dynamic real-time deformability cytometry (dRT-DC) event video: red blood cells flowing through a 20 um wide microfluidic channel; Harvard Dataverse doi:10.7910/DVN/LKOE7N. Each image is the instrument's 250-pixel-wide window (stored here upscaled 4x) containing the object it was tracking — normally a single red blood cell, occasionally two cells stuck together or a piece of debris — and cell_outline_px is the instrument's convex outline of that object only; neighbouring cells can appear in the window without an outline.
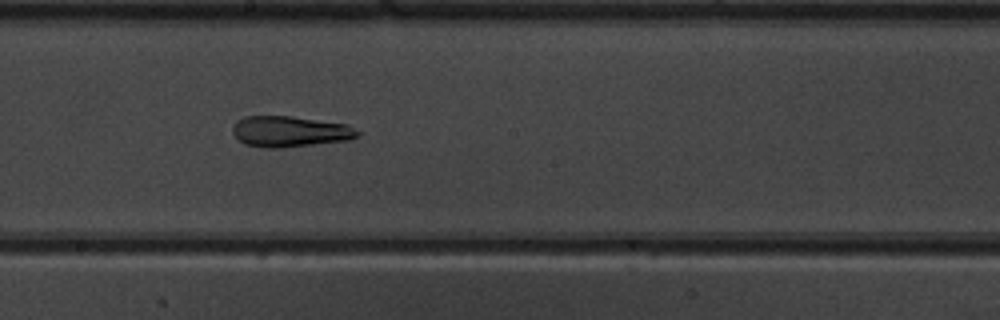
{"species": "common noctule bat (a hibernating species)", "species_latin": "Nyctalus noctula", "temperature_condition": "warm", "stored_images_in_passage": 49, "camera_frame_rate_fps": 3000, "um_per_image_px": 0.085, "animal": {"sex": "male", "body_mass_g": 19.5, "forearm_length_mm": 54.6}, "frame": {"image": 1, "passage_image": 27, "time_ms": 8.667, "image_size_px": [1000, 320], "cell_outline_px": [[360, 136], [352, 140], [280, 148], [264, 148], [244, 144], [232, 132], [232, 128], [236, 120], [244, 116], [292, 116], [348, 124], [360, 132]], "centroid_in_image_um": [24.67, 11.18], "position_along_channel_um": 223.5, "area_um2": 22.77}}
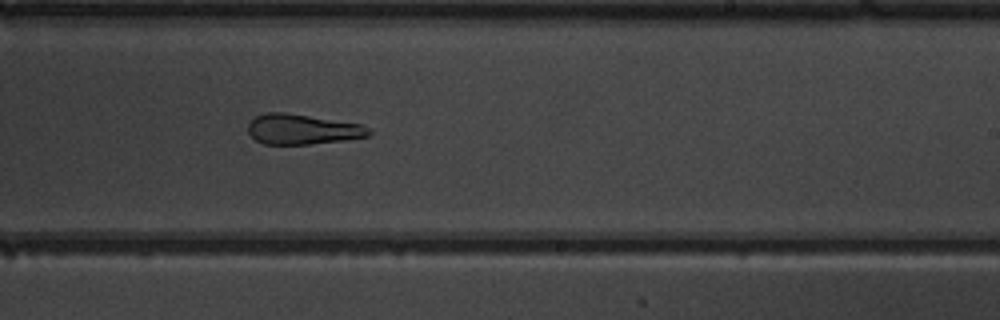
{"frame": {"image": 2, "passage_image": 30, "time_ms": 9.667, "image_size_px": [1000, 320], "cell_outline_px": [[372, 132], [368, 136], [344, 140], [308, 144], [264, 144], [256, 140], [248, 132], [248, 124], [256, 116], [268, 112], [284, 112], [360, 124], [368, 128]], "centroid_in_image_um": [25.68, 10.99], "position_along_channel_um": 263.3, "area_um2": 20.98}}
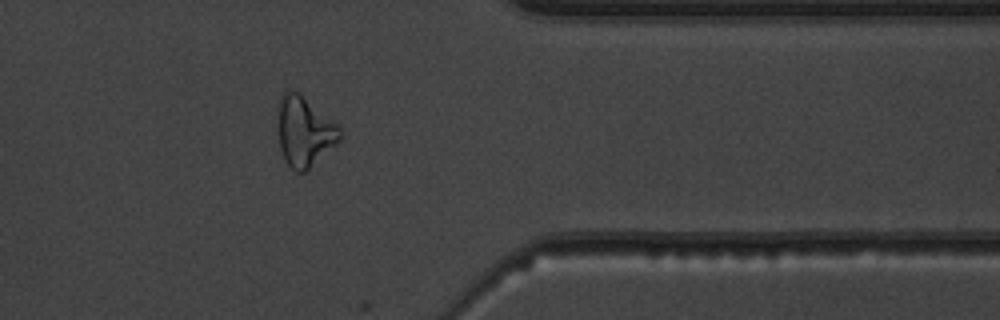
{"frame": {"image": 3, "passage_image": 40, "time_ms": 13.0, "image_size_px": [1000, 320], "cell_outline_px": [[340, 140], [336, 144], [304, 172], [296, 172], [284, 160], [280, 148], [280, 96], [288, 88], [296, 92], [336, 124], [340, 128]], "centroid_in_image_um": [25.87, 11.21], "position_along_channel_um": 385.5, "area_um2": 24.04}, "authors_computed_cell_mechanics": {"area_um2": 25.3742, "velocity_mm_per_s": 3.9882, "shape_relaxation_time_tau1_ms": null, "shape_relaxation_time_tau2_ms": 0.7173, "deformation_change_tau1": null, "deformation_change_tau2": 0.0857}}